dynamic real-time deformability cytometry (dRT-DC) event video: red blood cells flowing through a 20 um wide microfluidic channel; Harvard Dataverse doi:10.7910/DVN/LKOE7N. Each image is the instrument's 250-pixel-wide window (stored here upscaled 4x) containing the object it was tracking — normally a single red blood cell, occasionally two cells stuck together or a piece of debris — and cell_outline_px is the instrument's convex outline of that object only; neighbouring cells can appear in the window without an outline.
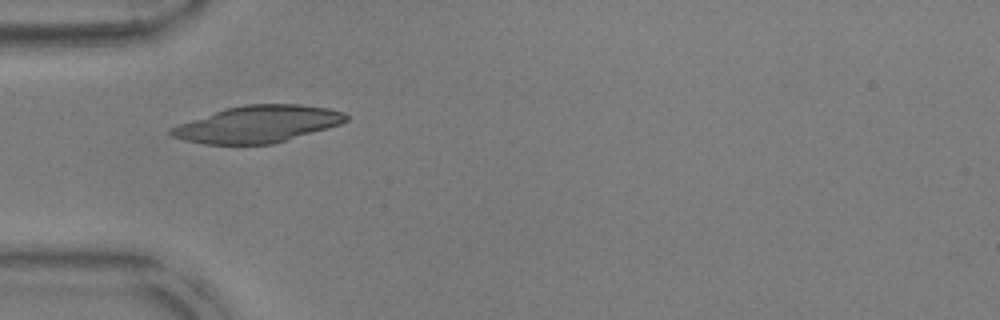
{"species": "common noctule bat (a hibernating species)", "species_latin": "Nyctalus noctula", "temperature_condition": "warm", "stored_images_in_passage": 34, "camera_frame_rate_fps": 3000, "um_per_image_px": 0.085, "animal": {"sex": "male", "body_mass_g": 17.9, "forearm_length_mm": 54.2}, "frame": {"image": 1, "passage_image": 1, "time_ms": 0.0, "image_size_px": [1000, 320], "cell_outline_px": [[348, 120], [340, 124], [328, 128], [272, 144], [204, 144], [184, 140], [172, 136], [168, 132], [168, 128], [224, 108], [244, 104], [300, 104], [328, 108], [344, 112], [348, 116]], "centroid_in_image_um": [21.89, 10.54], "position_along_channel_um": 63.1, "area_um2": 37.51}}